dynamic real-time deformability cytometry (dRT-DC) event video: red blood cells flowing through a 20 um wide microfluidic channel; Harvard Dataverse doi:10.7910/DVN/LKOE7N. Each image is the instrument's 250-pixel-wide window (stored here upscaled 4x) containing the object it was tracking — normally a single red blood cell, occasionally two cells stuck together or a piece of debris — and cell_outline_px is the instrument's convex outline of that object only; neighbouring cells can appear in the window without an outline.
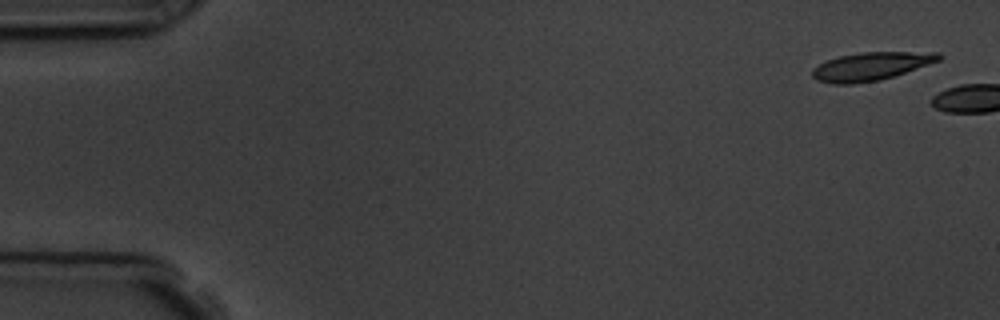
{"species": "common noctule bat (a hibernating species)", "species_latin": "Nyctalus noctula", "temperature_condition": "room temperature", "stored_images_in_passage": 2, "camera_frame_rate_fps": 3000, "um_per_image_px": 0.085, "animal": {"sex": "male", "body_mass_g": 19.5, "forearm_length_mm": 54.6}, "frame": {"image": 1, "passage_image": 1, "time_ms": 0.0, "image_size_px": [1000, 320], "cell_outline_px": [[944, 56], [940, 60], [880, 80], [852, 84], [832, 84], [816, 80], [812, 76], [812, 68], [828, 60], [840, 56], [864, 52], [940, 52]], "centroid_in_image_um": [74.02, 5.64], "position_along_channel_um": 11.0, "area_um2": 20.58}}